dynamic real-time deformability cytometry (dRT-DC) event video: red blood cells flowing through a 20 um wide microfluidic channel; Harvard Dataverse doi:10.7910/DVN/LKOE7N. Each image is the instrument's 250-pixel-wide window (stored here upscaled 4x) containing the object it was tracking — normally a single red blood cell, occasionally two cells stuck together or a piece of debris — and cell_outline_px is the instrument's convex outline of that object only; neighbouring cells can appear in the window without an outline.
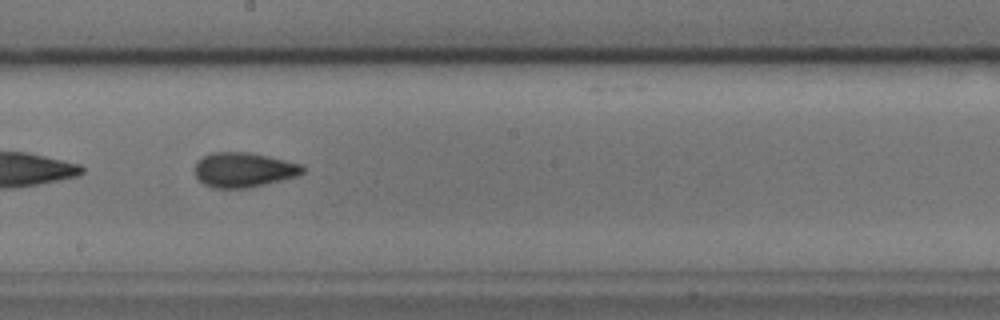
{"species": "common noctule bat (a hibernating species)", "species_latin": "Nyctalus noctula", "temperature_condition": "cold", "stored_images_in_passage": 53, "camera_frame_rate_fps": 3000, "um_per_image_px": 0.085, "animal": {"sex": "male", "body_mass_g": 17.9, "forearm_length_mm": 54.2}, "frame": {"image": 1, "passage_image": 29, "time_ms": 9.333, "image_size_px": [1000, 320], "cell_outline_px": [[304, 172], [296, 176], [248, 188], [212, 188], [204, 184], [196, 176], [192, 168], [196, 160], [212, 152], [252, 152], [304, 164]], "centroid_in_image_um": [20.68, 14.42], "position_along_channel_um": 227.5, "area_um2": 22.14}, "authors_computed_cell_mechanics": {"area_um2": 21.675, "velocity_mm_per_s": 3.7025, "shape_relaxation_time_tau1_ms": 5.5141, "shape_relaxation_time_tau2_ms": 1.5893, "deformation_change_tau1": 0.104, "deformation_change_tau2": 0.0739}}